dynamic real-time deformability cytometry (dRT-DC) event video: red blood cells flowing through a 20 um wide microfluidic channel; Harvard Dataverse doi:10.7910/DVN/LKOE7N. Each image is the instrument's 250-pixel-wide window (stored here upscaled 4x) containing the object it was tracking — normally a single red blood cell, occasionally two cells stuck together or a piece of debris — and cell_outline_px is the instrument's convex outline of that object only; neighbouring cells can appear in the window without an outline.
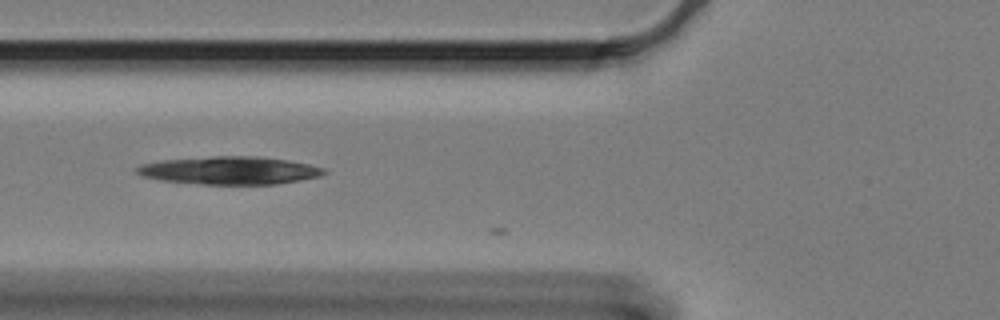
{"species": "Egyptian fruit bat (a non-hibernating species)", "species_latin": "Rousettus aegyptiacus", "temperature_condition": "cold", "stored_images_in_passage": 9, "camera_frame_rate_fps": 3000, "um_per_image_px": 0.085, "animal": {"sex": "female"}, "frame": {"image": 1, "passage_image": 4, "time_ms": 1.0, "image_size_px": [1000, 320], "cell_outline_px": [[328, 172], [320, 176], [300, 180], [276, 184], [200, 184], [160, 180], [140, 176], [136, 172], [136, 168], [140, 164], [160, 160], [212, 156], [256, 156], [288, 160], [308, 164], [324, 168]], "centroid_in_image_um": [19.49, 14.48], "position_along_channel_um": 106.3, "area_um2": 30.52}}
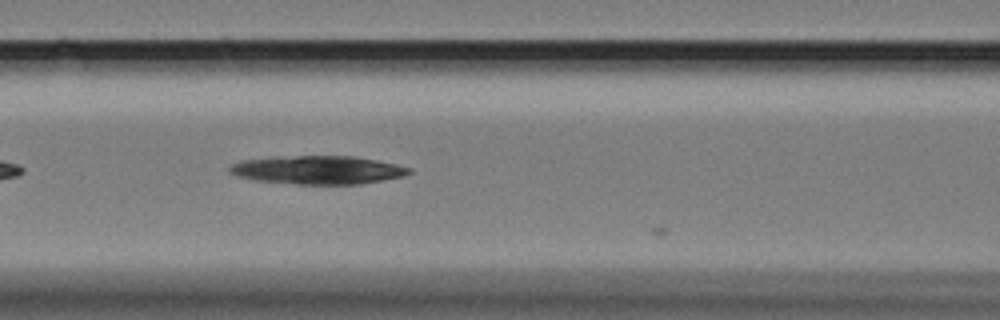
{"frame": {"image": 2, "passage_image": 7, "time_ms": 2.0, "image_size_px": [1000, 320], "cell_outline_px": [[412, 172], [404, 176], [360, 184], [296, 184], [256, 180], [236, 176], [228, 172], [228, 168], [232, 164], [240, 160], [276, 156], [356, 156], [396, 164], [412, 168]], "centroid_in_image_um": [26.99, 14.44], "position_along_channel_um": 139.6, "area_um2": 29.88}}